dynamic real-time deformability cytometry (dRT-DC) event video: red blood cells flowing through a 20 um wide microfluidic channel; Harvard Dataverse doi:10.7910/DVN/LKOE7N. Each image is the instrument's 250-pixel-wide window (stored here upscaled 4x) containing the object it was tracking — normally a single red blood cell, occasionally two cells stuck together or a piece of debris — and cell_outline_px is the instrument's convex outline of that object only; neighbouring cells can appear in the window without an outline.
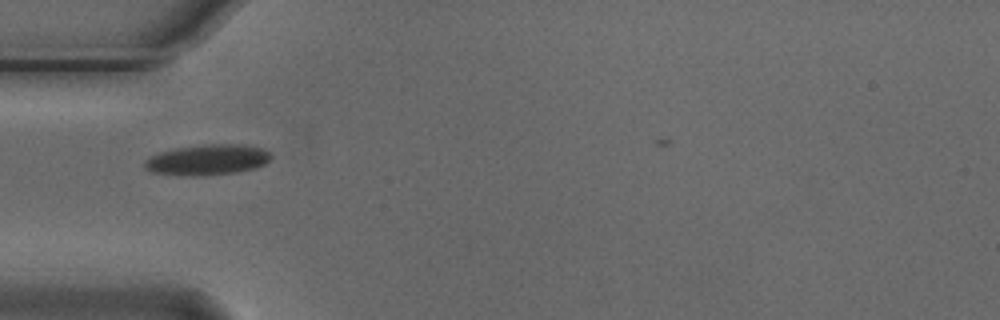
{"species": "Egyptian fruit bat (a non-hibernating species)", "species_latin": "Rousettus aegyptiacus", "temperature_condition": "cold", "stored_images_in_passage": 32, "camera_frame_rate_fps": 3000, "um_per_image_px": 0.085, "animal": {"sex": "male"}, "frame": {"image": 1, "passage_image": 1, "time_ms": 0.0, "image_size_px": [1000, 320], "cell_outline_px": [[272, 156], [264, 164], [256, 168], [236, 172], [200, 176], [176, 176], [152, 172], [144, 168], [144, 160], [148, 156], [160, 152], [176, 148], [204, 144], [244, 144], [264, 148], [272, 152]], "centroid_in_image_um": [17.62, 13.58], "position_along_channel_um": 67.4, "area_um2": 23.0}}
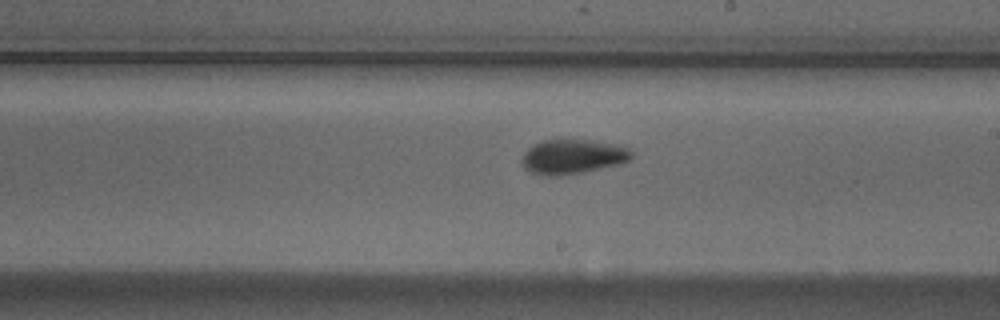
{"frame": {"image": 2, "passage_image": 15, "time_ms": 4.667, "image_size_px": [1000, 320], "cell_outline_px": [[632, 156], [628, 160], [620, 164], [580, 172], [556, 176], [544, 176], [532, 172], [524, 168], [520, 164], [520, 160], [524, 152], [532, 144], [540, 140], [592, 140], [624, 144], [632, 152]], "centroid_in_image_um": [48.66, 13.29], "position_along_channel_um": 240.3, "area_um2": 22.37}}
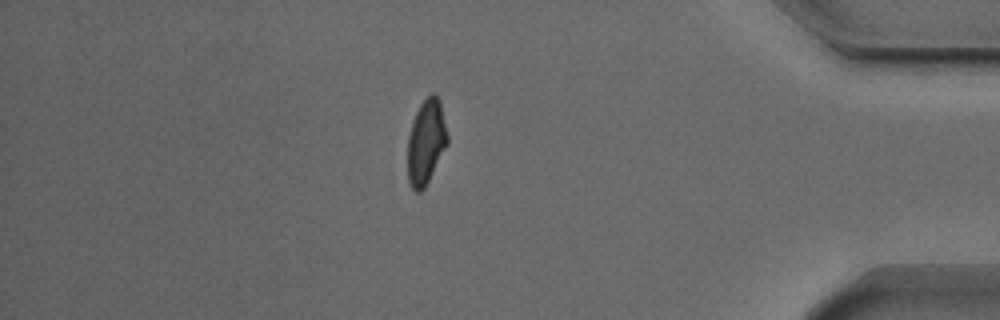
{"frame": {"image": 3, "passage_image": 31, "time_ms": 10.0, "image_size_px": [1000, 320], "cell_outline_px": [[448, 144], [424, 188], [420, 192], [416, 192], [412, 188], [408, 180], [408, 136], [412, 120], [420, 104], [432, 92], [436, 92], [440, 100], [448, 136]], "centroid_in_image_um": [36.22, 12.03], "position_along_channel_um": 399.0, "area_um2": 19.71}}